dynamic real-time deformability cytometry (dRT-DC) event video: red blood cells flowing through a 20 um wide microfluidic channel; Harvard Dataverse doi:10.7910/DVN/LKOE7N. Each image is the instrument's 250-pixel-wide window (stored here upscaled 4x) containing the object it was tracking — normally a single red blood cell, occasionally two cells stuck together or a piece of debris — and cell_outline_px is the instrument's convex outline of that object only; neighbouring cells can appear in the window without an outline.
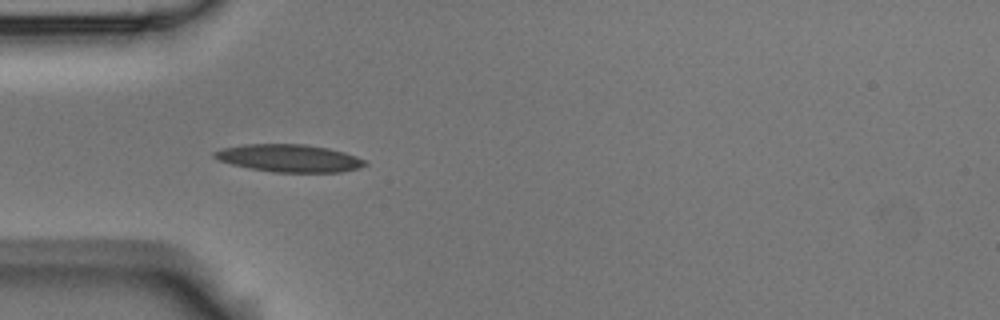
{"species": "Egyptian fruit bat (a non-hibernating species)", "species_latin": "Rousettus aegyptiacus", "temperature_condition": "room temperature", "stored_images_in_passage": 6, "camera_frame_rate_fps": 3000, "um_per_image_px": 0.085, "animal": {"sex": "male"}, "frame": {"image": 1, "passage_image": 5, "time_ms": 1.333, "image_size_px": [1000, 320], "cell_outline_px": [[368, 164], [360, 168], [340, 172], [272, 172], [248, 168], [232, 164], [220, 160], [212, 156], [212, 152], [224, 148], [244, 144], [304, 144], [328, 148], [344, 152], [356, 156], [364, 160]], "centroid_in_image_um": [24.59, 13.45], "position_along_channel_um": 60.4, "area_um2": 24.16}}
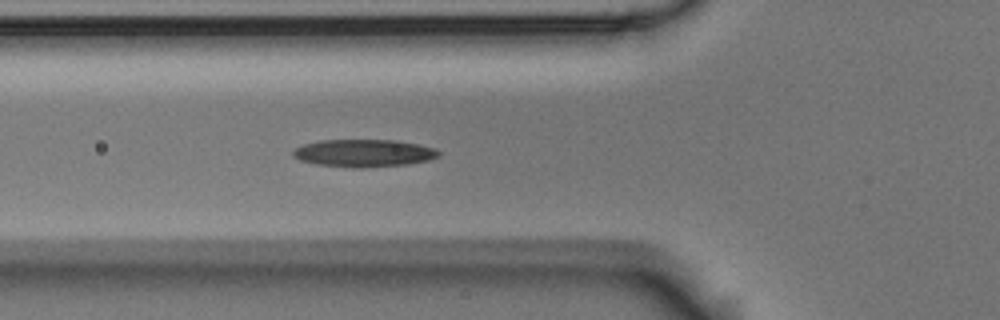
{"frame": {"image": 2, "passage_image": 6, "time_ms": 1.667, "image_size_px": [1000, 320], "cell_outline_px": [[440, 156], [428, 160], [408, 164], [364, 168], [352, 168], [316, 164], [300, 160], [292, 156], [292, 152], [296, 148], [304, 144], [320, 140], [396, 140], [420, 144], [436, 148], [440, 152]], "centroid_in_image_um": [30.95, 13.02], "position_along_channel_um": 94.9, "area_um2": 23.58}}